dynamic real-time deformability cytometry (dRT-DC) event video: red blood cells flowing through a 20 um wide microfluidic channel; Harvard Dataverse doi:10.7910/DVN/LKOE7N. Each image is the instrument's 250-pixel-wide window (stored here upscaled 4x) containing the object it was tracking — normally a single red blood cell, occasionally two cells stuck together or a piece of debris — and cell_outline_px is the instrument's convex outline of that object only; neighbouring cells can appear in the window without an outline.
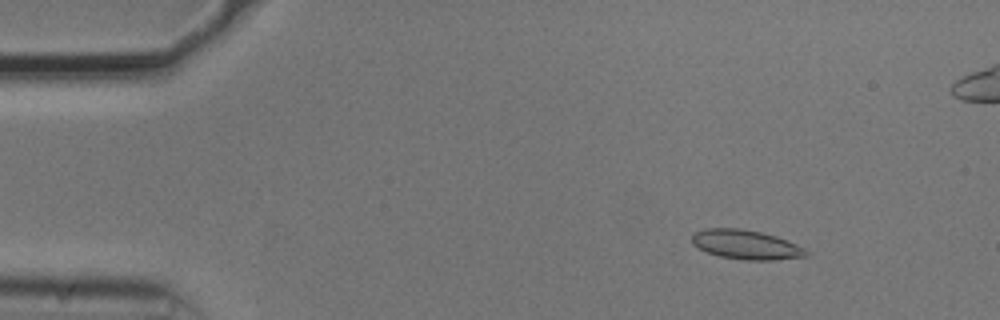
{"species": "common noctule bat (a hibernating species)", "species_latin": "Nyctalus noctula", "temperature_condition": "cold", "stored_images_in_passage": 55, "camera_frame_rate_fps": 3000, "um_per_image_px": 0.085, "animal": {"sex": "male", "body_mass_g": 20.5, "forearm_length_mm": 52.5}, "frame": {"image": 1, "passage_image": 7, "time_ms": 2.0, "image_size_px": [1000, 320], "cell_outline_px": [[808, 256], [772, 260], [744, 260], [720, 256], [708, 252], [692, 244], [692, 232], [704, 228], [740, 228], [760, 232], [776, 236], [796, 244], [804, 248], [808, 252]], "centroid_in_image_um": [63.39, 20.78], "position_along_channel_um": 21.6, "area_um2": 19.48}}
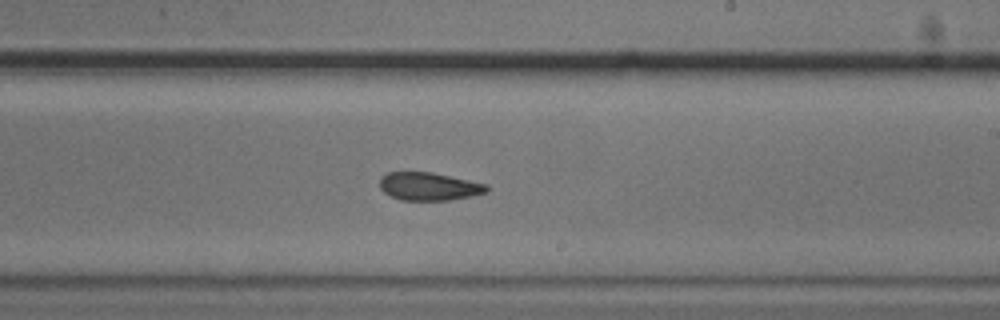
{"frame": {"image": 2, "passage_image": 32, "time_ms": 10.333, "image_size_px": [1000, 320], "cell_outline_px": [[488, 192], [452, 200], [400, 200], [384, 192], [380, 188], [380, 176], [388, 172], [432, 172], [488, 184]], "centroid_in_image_um": [36.46, 15.84], "position_along_channel_um": 252.5, "area_um2": 17.51}}
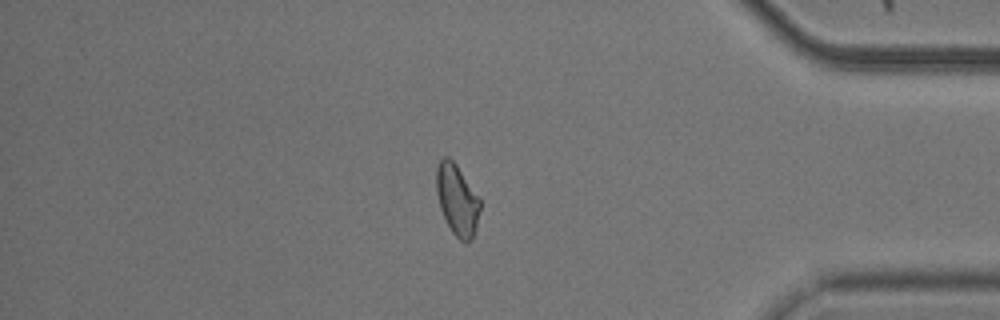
{"frame": {"image": 3, "passage_image": 46, "time_ms": 15.0, "image_size_px": [1000, 320], "cell_outline_px": [[480, 208], [472, 240], [460, 240], [452, 232], [440, 208], [436, 192], [436, 168], [440, 160], [444, 156], [448, 156], [456, 164], [480, 196]], "centroid_in_image_um": [38.85, 16.93], "position_along_channel_um": 396.4, "area_um2": 17.98}, "authors_computed_cell_mechanics": {"area_um2": 18.6116, "velocity_mm_per_s": 3.718, "shape_relaxation_time_tau1_ms": null, "shape_relaxation_time_tau2_ms": 3.8316, "deformation_change_tau1": null, "deformation_change_tau2": 0.0914}}